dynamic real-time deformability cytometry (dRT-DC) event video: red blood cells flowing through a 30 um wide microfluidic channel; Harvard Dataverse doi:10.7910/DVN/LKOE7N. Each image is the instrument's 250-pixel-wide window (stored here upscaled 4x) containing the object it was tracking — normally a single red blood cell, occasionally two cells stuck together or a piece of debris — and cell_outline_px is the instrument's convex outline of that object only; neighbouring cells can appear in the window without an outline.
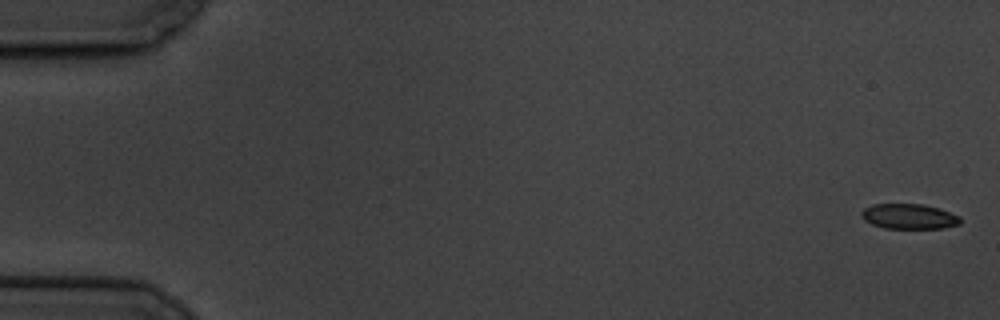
{"species": "common noctule bat (a hibernating species)", "species_latin": "Nyctalus noctula", "temperature_condition": "cold", "stored_images_in_passage": 6, "camera_frame_rate_fps": 3000, "um_per_image_px": 0.085, "animal": {"sex": "male", "body_mass_g": 19.5, "forearm_length_mm": 54.6}, "frame": {"image": 1, "passage_image": 1, "time_ms": 0.0, "image_size_px": [1000, 320], "cell_outline_px": [[960, 224], [944, 228], [884, 228], [872, 224], [864, 220], [860, 212], [864, 208], [872, 204], [924, 204], [940, 208], [960, 216]], "centroid_in_image_um": [77.27, 18.39], "position_along_channel_um": 7.7, "area_um2": 14.57}}
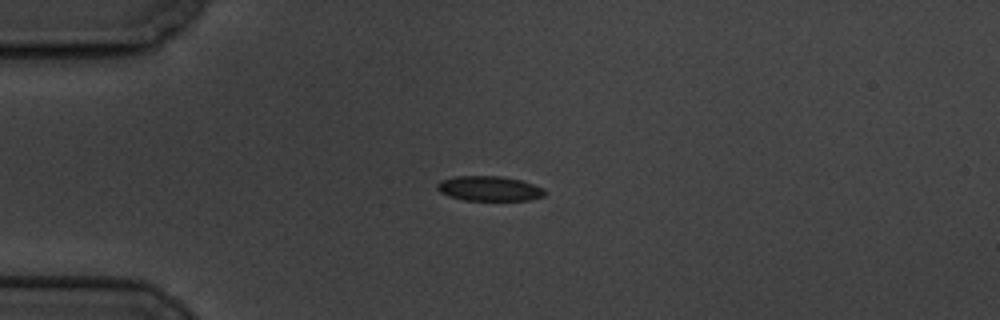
{"frame": {"image": 2, "passage_image": 5, "time_ms": 4.667, "image_size_px": [1000, 320], "cell_outline_px": [[544, 196], [528, 200], [464, 200], [448, 196], [440, 192], [436, 188], [436, 184], [440, 180], [456, 176], [500, 176], [520, 180], [544, 188]], "centroid_in_image_um": [41.54, 16.02], "position_along_channel_um": 43.5, "area_um2": 15.55}}